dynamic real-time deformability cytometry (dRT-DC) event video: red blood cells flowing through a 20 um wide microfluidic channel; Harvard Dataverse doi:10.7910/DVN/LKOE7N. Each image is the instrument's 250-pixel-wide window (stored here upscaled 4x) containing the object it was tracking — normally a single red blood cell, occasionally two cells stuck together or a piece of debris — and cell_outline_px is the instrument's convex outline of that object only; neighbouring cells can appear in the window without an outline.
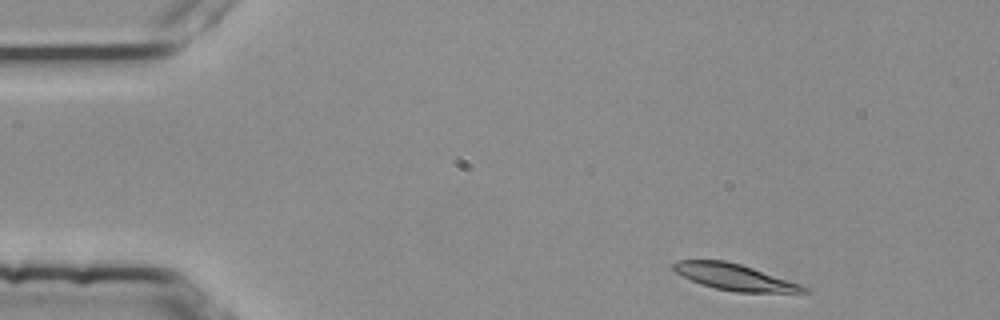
{"species": "common noctule bat (a hibernating species)", "species_latin": "Nyctalus noctula", "temperature_condition": "room temperature", "stored_images_in_passage": 3, "camera_frame_rate_fps": 3000, "um_per_image_px": 0.085, "animal": {"sex": "female", "body_mass_g": 25.1}, "frame": {"image": 1, "passage_image": 1, "time_ms": 0.0, "image_size_px": [1000, 320], "cell_outline_px": [[812, 288], [808, 292], [736, 292], [716, 288], [700, 284], [676, 272], [668, 264], [676, 260], [724, 260], [740, 264]], "centroid_in_image_um": [62.4, 23.54], "position_along_channel_um": 22.6, "area_um2": 19.77}}
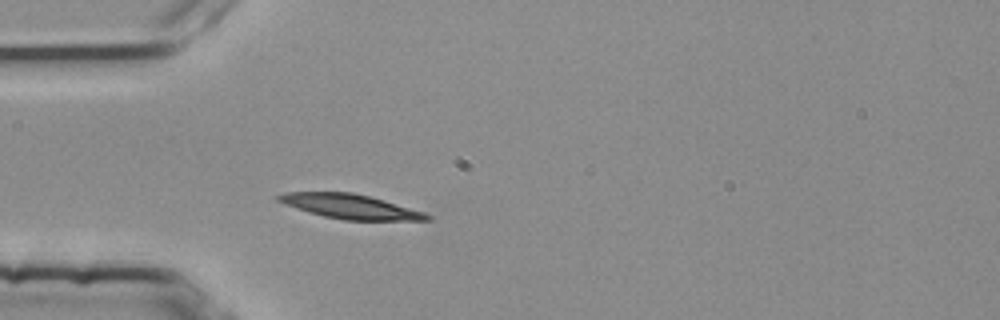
{"frame": {"image": 2, "passage_image": 3, "time_ms": 0.667, "image_size_px": [1000, 320], "cell_outline_px": [[432, 220], [344, 220], [324, 216], [308, 212], [284, 204], [276, 200], [272, 196], [284, 192], [352, 192], [384, 200], [424, 212], [432, 216]], "centroid_in_image_um": [29.72, 17.54], "position_along_channel_um": 55.3, "area_um2": 21.21}}